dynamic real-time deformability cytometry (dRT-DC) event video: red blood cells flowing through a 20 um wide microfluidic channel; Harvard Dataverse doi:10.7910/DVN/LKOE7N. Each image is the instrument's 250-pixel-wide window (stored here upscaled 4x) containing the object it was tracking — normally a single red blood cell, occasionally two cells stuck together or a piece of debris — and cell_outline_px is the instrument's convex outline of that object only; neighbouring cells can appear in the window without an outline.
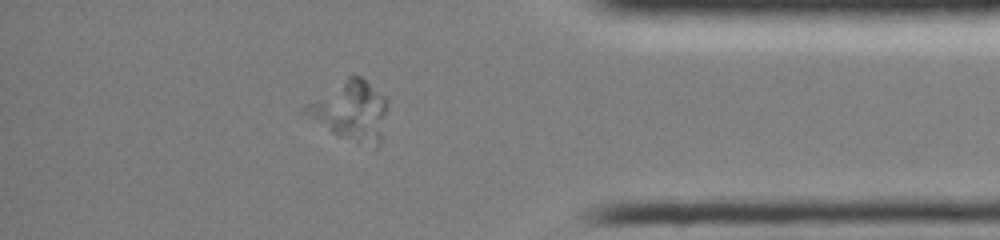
{"species": "common noctule bat (a hibernating species)", "species_latin": "Nyctalus noctula", "temperature_condition": "room temperature", "stored_images_in_passage": 48, "segment_of_instrument_passage": [2, 3], "camera_frame_rate_fps": 3000, "um_per_image_px": 0.085, "animal": {"sex": "female", "body_mass_g": 19.0, "forearm_length_mm": 51.5}, "frame": {"image": 1, "passage_image": 41, "time_ms": 13.333, "image_size_px": [1000, 240], "cell_outline_px": [[380, 144], [376, 148], [332, 132], [300, 108], [308, 104], [324, 104], [352, 116], [380, 132]], "centroid_in_image_um": [29.2, 10.56], "position_along_channel_um": 406.0, "area_um2": 10.98}}